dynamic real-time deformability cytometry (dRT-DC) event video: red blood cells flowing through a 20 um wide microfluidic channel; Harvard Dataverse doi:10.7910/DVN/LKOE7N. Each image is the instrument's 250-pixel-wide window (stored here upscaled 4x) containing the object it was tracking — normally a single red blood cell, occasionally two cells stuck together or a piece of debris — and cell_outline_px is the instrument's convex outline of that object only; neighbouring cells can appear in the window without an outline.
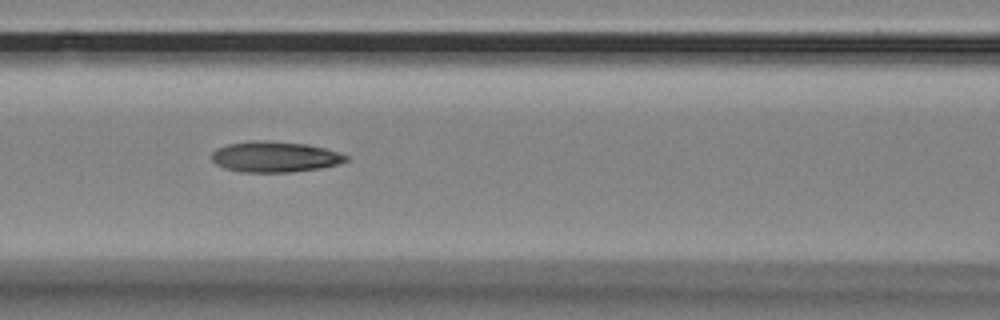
{"species": "Egyptian fruit bat (a non-hibernating species)", "species_latin": "Rousettus aegyptiacus", "temperature_condition": "room temperature", "stored_images_in_passage": 3, "camera_frame_rate_fps": 3000, "um_per_image_px": 0.085, "animal": {"sex": "female"}, "frame": {"image": 1, "passage_image": 3, "time_ms": 0.667, "image_size_px": [1000, 320], "cell_outline_px": [[348, 160], [340, 164], [320, 168], [288, 172], [240, 172], [224, 168], [216, 164], [212, 160], [212, 152], [216, 148], [228, 144], [252, 140], [264, 140], [308, 144], [324, 148], [348, 156]], "centroid_in_image_um": [23.34, 13.32], "position_along_channel_um": 143.3, "area_um2": 24.1}}